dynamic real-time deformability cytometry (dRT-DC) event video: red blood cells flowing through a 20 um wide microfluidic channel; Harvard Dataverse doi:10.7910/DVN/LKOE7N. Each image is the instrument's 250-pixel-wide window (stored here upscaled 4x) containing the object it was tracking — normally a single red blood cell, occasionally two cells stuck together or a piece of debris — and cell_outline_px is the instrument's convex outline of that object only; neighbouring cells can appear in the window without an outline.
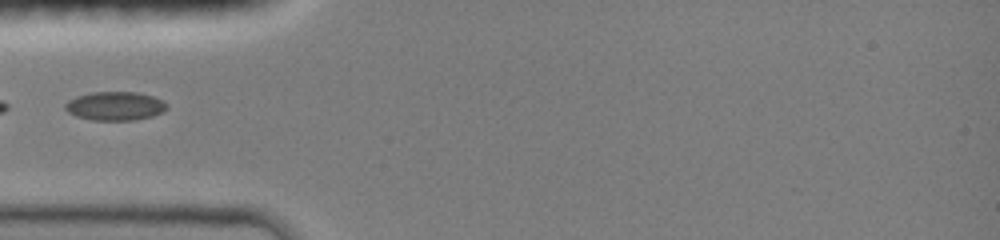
{"species": "common noctule bat (a hibernating species)", "species_latin": "Nyctalus noctula", "temperature_condition": "room temperature", "stored_images_in_passage": 12, "camera_frame_rate_fps": 3000, "um_per_image_px": 0.085, "animal": {"sex": "female", "body_mass_g": 19.0, "forearm_length_mm": 51.5}, "frame": {"image": 1, "passage_image": 1, "time_ms": 0.0, "image_size_px": [1000, 240], "cell_outline_px": [[168, 108], [164, 112], [152, 116], [136, 120], [92, 120], [76, 116], [68, 112], [64, 108], [64, 104], [68, 100], [76, 96], [92, 92], [136, 92], [152, 96], [160, 100]], "centroid_in_image_um": [9.75, 9.01], "position_along_channel_um": 75.3, "area_um2": 16.99}}